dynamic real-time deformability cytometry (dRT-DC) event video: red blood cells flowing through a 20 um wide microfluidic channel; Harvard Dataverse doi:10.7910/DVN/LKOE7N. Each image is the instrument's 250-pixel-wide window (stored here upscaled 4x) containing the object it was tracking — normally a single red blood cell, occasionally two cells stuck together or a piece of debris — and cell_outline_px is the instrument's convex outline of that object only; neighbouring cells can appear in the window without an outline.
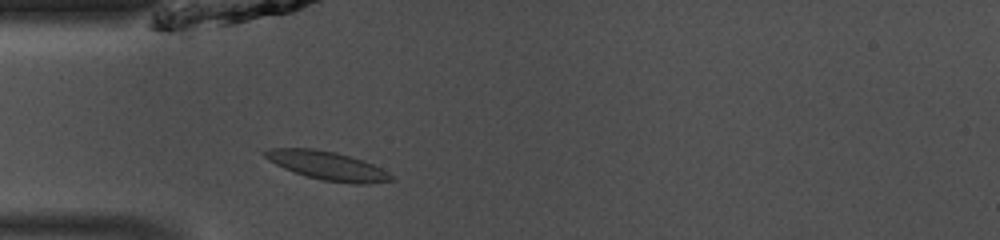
{"species": "common noctule bat (a hibernating species)", "species_latin": "Nyctalus noctula", "temperature_condition": "room temperature", "stored_images_in_passage": 36, "camera_frame_rate_fps": 3000, "um_per_image_px": 0.085, "animal": {"sex": "male", "body_mass_g": 13.0, "forearm_length_mm": 53.1}, "frame": {"image": 1, "passage_image": 2, "time_ms": 0.333, "image_size_px": [1000, 240], "cell_outline_px": [[396, 180], [368, 184], [352, 184], [324, 180], [308, 176], [284, 168], [268, 160], [260, 152], [268, 148], [312, 148], [336, 152], [372, 164], [388, 172]], "centroid_in_image_um": [27.81, 14.08], "position_along_channel_um": 57.2, "area_um2": 20.87}}
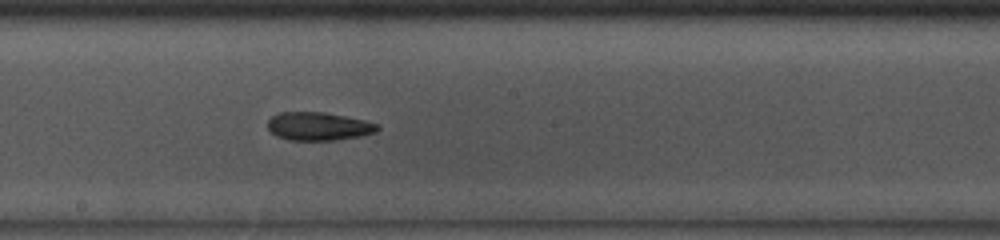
{"frame": {"image": 2, "passage_image": 14, "time_ms": 4.333, "image_size_px": [1000, 240], "cell_outline_px": [[380, 128], [376, 132], [360, 136], [332, 140], [288, 140], [276, 136], [268, 128], [268, 120], [272, 116], [280, 112], [324, 112], [364, 120], [380, 124]], "centroid_in_image_um": [27.08, 10.73], "position_along_channel_um": 221.1, "area_um2": 18.03}}
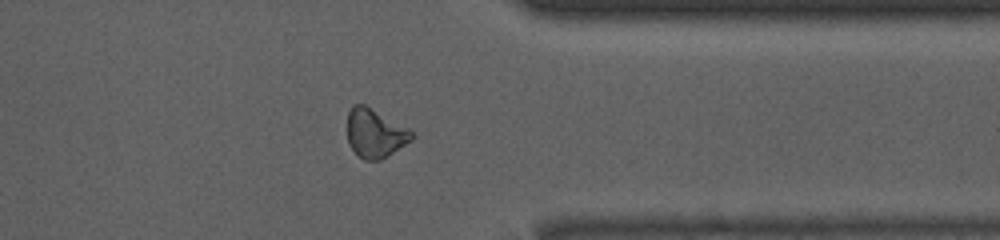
{"frame": {"image": 3, "passage_image": 26, "time_ms": 8.333, "image_size_px": [1000, 240], "cell_outline_px": [[416, 136], [412, 140], [380, 160], [364, 160], [348, 144], [348, 112], [352, 104], [364, 104], [412, 132]], "centroid_in_image_um": [31.85, 11.33], "position_along_channel_um": 379.6, "area_um2": 17.8}, "authors_computed_cell_mechanics": {"area_um2": 18.785, "velocity_mm_per_s": 4.1232, "shape_relaxation_time_tau1_ms": 3.8256, "shape_relaxation_time_tau2_ms": 4.6402, "deformation_change_tau1": 0.1156, "deformation_change_tau2": 0.1359}}